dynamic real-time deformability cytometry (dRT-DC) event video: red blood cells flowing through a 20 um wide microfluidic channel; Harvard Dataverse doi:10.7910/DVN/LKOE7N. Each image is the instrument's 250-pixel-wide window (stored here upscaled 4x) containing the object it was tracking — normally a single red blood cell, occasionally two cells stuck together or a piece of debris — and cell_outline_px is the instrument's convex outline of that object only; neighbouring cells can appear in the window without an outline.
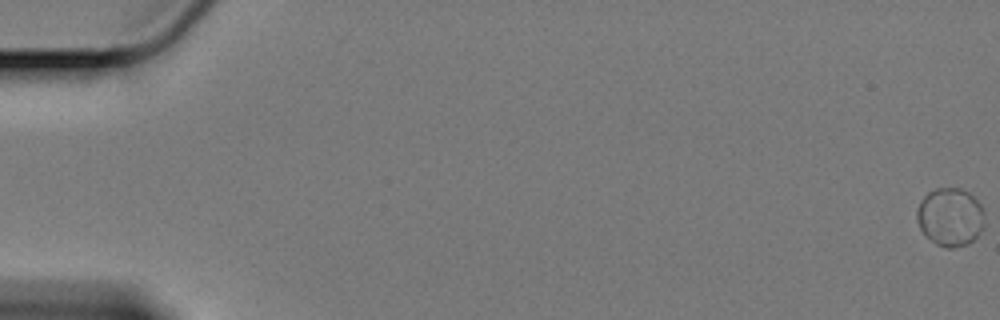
{"species": "Egyptian fruit bat (a non-hibernating species)", "species_latin": "Rousettus aegyptiacus", "temperature_condition": "cold", "stored_images_in_passage": 13, "camera_frame_rate_fps": 3000, "um_per_image_px": 0.085, "animal": {"sex": "female"}, "frame": {"image": 1, "passage_image": 1, "time_ms": 0.0, "image_size_px": [1000, 320], "cell_outline_px": [[984, 224], [976, 236], [972, 240], [964, 244], [952, 248], [948, 248], [936, 244], [920, 228], [916, 220], [916, 212], [920, 200], [928, 192], [936, 188], [960, 188], [968, 192], [980, 204], [984, 212]], "centroid_in_image_um": [80.75, 18.42], "position_along_channel_um": 4.3, "area_um2": 22.72}}